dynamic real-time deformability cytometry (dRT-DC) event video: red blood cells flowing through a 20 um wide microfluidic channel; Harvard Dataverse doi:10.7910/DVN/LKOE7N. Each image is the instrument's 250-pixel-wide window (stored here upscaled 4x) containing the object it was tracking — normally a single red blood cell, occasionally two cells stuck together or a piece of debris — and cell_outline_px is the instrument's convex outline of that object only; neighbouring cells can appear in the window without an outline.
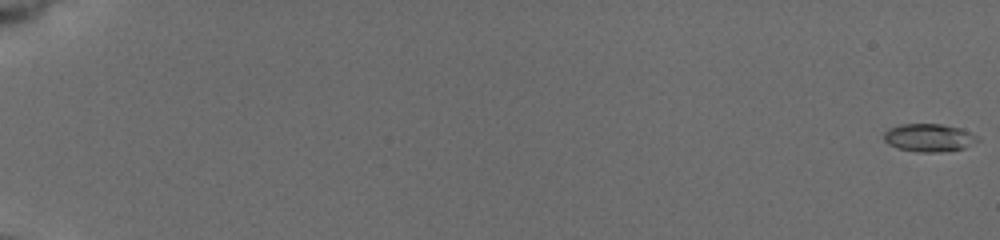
{"species": "common noctule bat (a hibernating species)", "species_latin": "Nyctalus noctula", "temperature_condition": "cold", "stored_images_in_passage": 15, "camera_frame_rate_fps": 3000, "um_per_image_px": 0.085, "animal": {"sex": "female", "body_mass_g": 19.5, "forearm_length_mm": 54.1}, "frame": {"image": 1, "passage_image": 1, "time_ms": 0.0, "image_size_px": [1000, 240], "cell_outline_px": [[980, 140], [964, 148], [936, 152], [916, 152], [896, 148], [888, 144], [884, 140], [884, 132], [888, 128], [900, 124], [940, 124], [960, 128], [976, 136]], "centroid_in_image_um": [78.91, 11.7], "position_along_channel_um": 6.1, "area_um2": 15.2}}
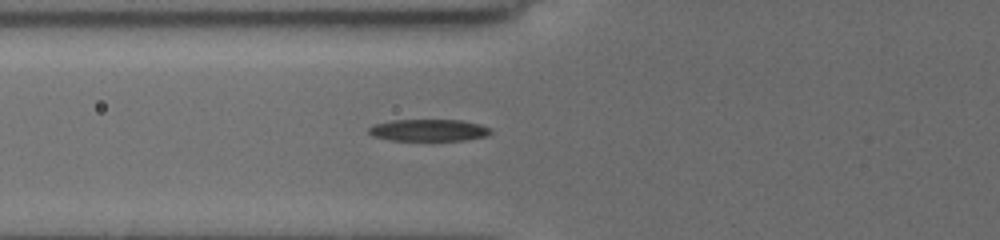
{"frame": {"image": 2, "passage_image": 13, "time_ms": 8.0, "image_size_px": [1000, 240], "cell_outline_px": [[492, 132], [488, 136], [464, 140], [392, 140], [372, 136], [368, 132], [368, 128], [376, 124], [392, 120], [460, 120], [480, 124], [492, 128]], "centroid_in_image_um": [36.48, 11.06], "position_along_channel_um": 89.3, "area_um2": 15.55}}
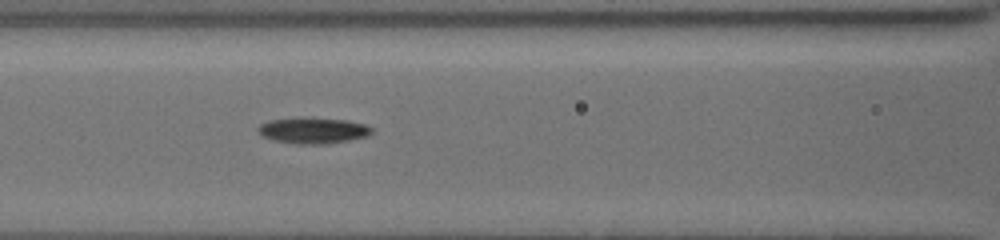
{"frame": {"image": 3, "passage_image": 15, "time_ms": 9.333, "image_size_px": [1000, 240], "cell_outline_px": [[372, 132], [368, 136], [328, 144], [296, 144], [272, 140], [260, 136], [256, 128], [260, 124], [268, 120], [300, 116], [348, 120], [364, 124], [372, 128]], "centroid_in_image_um": [26.55, 11.08], "position_along_channel_um": 140.1, "area_um2": 17.74}}